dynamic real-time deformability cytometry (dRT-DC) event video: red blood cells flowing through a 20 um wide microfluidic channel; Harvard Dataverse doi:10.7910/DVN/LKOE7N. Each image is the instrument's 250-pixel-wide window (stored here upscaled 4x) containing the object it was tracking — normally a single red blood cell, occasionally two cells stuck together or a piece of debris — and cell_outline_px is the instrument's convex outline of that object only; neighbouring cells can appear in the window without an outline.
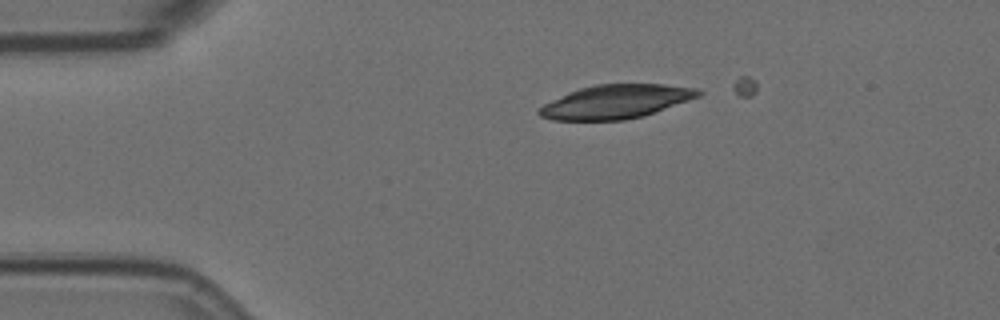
{"species": "Egyptian fruit bat (a non-hibernating species)", "species_latin": "Rousettus aegyptiacus", "temperature_condition": "room temperature", "stored_images_in_passage": 6, "camera_frame_rate_fps": 3000, "um_per_image_px": 0.085, "animal": {"sex": "female"}, "frame": {"image": 1, "passage_image": 3, "time_ms": 0.667, "image_size_px": [1000, 320], "cell_outline_px": [[704, 92], [700, 96], [644, 116], [624, 120], [552, 120], [540, 116], [536, 112], [536, 108], [568, 92], [580, 88], [596, 84], [664, 84], [696, 88]], "centroid_in_image_um": [52.33, 8.64], "position_along_channel_um": 32.7, "area_um2": 31.39}}